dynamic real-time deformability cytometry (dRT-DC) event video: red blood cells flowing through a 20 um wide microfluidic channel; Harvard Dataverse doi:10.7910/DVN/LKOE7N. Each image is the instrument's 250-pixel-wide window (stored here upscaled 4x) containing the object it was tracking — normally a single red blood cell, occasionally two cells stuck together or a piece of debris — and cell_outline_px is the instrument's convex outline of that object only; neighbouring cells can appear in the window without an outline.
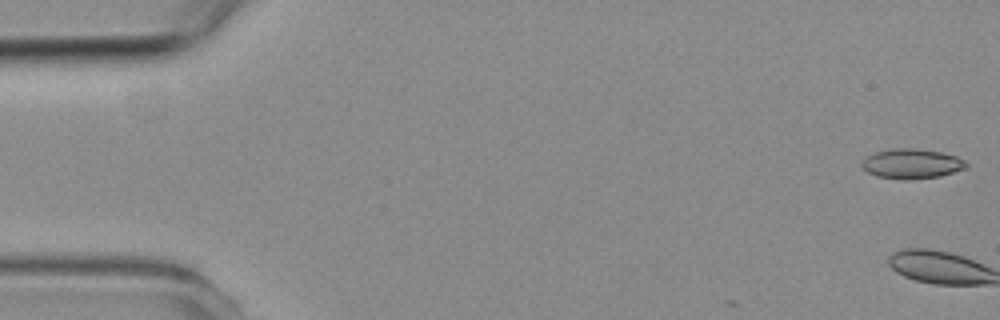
{"species": "common noctule bat (a hibernating species)", "species_latin": "Nyctalus noctula", "temperature_condition": "room temperature", "stored_images_in_passage": 4, "camera_frame_rate_fps": 3000, "um_per_image_px": 0.085, "animal": {"sex": "female", "body_mass_g": 19.3, "forearm_length_mm": 54.1}, "frame": {"image": 1, "passage_image": 1, "time_ms": 0.0, "image_size_px": [1000, 320], "cell_outline_px": [[968, 168], [940, 176], [908, 180], [904, 180], [876, 176], [868, 172], [860, 164], [868, 156], [876, 152], [892, 148], [912, 148], [940, 152], [956, 156], [964, 160], [968, 164]], "centroid_in_image_um": [77.52, 13.92], "position_along_channel_um": 7.5, "area_um2": 18.09}}